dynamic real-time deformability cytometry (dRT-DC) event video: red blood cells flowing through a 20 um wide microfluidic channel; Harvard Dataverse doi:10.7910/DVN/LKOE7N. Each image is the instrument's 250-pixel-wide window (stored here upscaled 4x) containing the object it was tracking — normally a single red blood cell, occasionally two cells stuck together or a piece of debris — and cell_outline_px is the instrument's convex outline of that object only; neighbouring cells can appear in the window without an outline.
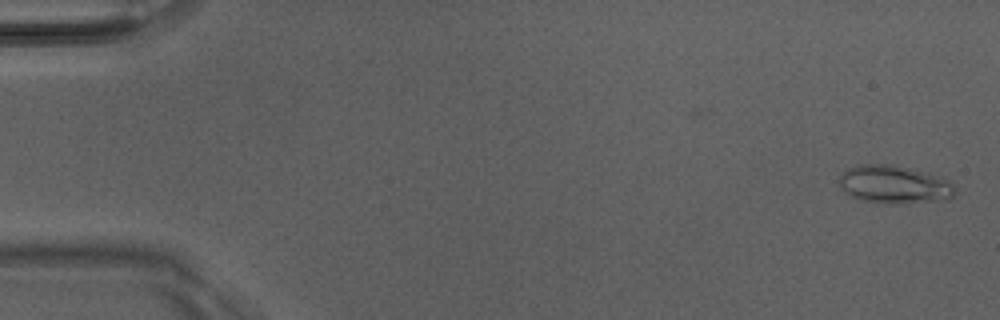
{"species": "Egyptian fruit bat (a non-hibernating species)", "species_latin": "Rousettus aegyptiacus", "temperature_condition": "room temperature", "stored_images_in_passage": 50, "camera_frame_rate_fps": 3000, "um_per_image_px": 0.085, "animal": {"sex": "male"}, "frame": {"image": 1, "passage_image": 1, "time_ms": 0.0, "image_size_px": [1000, 320], "cell_outline_px": [[956, 192], [948, 200], [896, 204], [892, 204], [860, 200], [844, 192], [840, 188], [840, 176], [848, 168], [860, 164], [892, 164], [928, 172], [948, 180], [956, 188]], "centroid_in_image_um": [76.03, 15.69], "position_along_channel_um": 9.0, "area_um2": 25.95}}
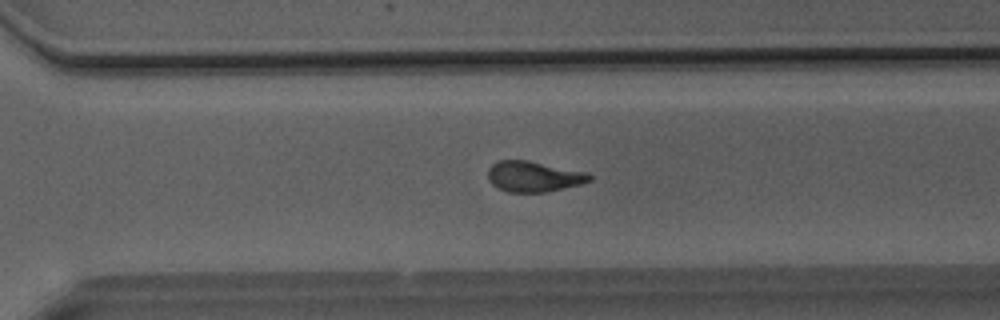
{"frame": {"image": 2, "passage_image": 35, "time_ms": 11.333, "image_size_px": [1000, 320], "cell_outline_px": [[592, 180], [580, 184], [544, 192], [508, 192], [496, 188], [488, 180], [488, 168], [492, 164], [500, 160], [528, 160], [588, 172], [592, 176]], "centroid_in_image_um": [45.34, 14.99], "position_along_channel_um": 325.3, "area_um2": 18.21}}
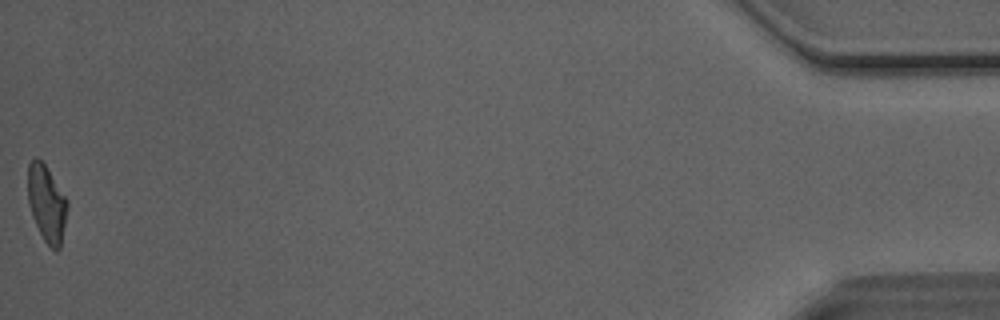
{"frame": {"image": 3, "passage_image": 50, "time_ms": 16.333, "image_size_px": [1000, 320], "cell_outline_px": [[68, 208], [60, 248], [56, 252], [44, 240], [32, 216], [28, 204], [28, 164], [36, 156], [44, 164], [68, 200]], "centroid_in_image_um": [3.97, 17.3], "position_along_channel_um": 431.2, "area_um2": 17.51}, "authors_computed_cell_mechanics": {"area_um2": 18.6694, "velocity_mm_per_s": 4.0978, "shape_relaxation_time_tau1_ms": 5.9989, "shape_relaxation_time_tau2_ms": 1.9708, "deformation_change_tau1": 0.1964, "deformation_change_tau2": 0.1042}}